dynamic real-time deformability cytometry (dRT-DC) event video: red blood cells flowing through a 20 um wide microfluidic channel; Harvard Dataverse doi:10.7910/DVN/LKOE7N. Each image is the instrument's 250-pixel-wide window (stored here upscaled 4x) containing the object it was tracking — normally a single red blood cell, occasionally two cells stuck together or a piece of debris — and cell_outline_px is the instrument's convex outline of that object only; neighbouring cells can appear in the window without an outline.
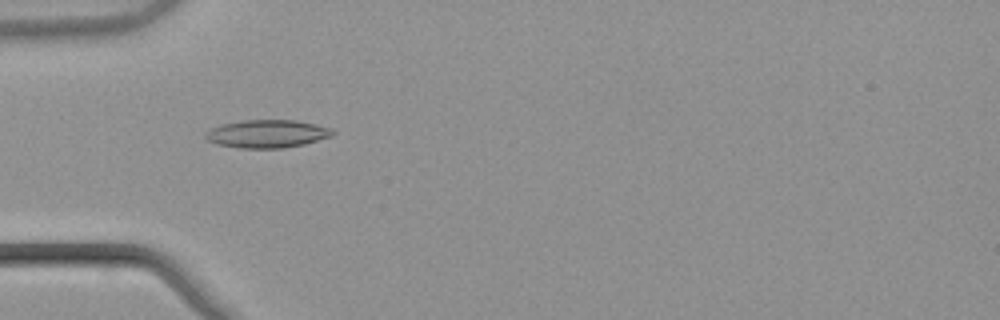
{"species": "common noctule bat (a hibernating species)", "species_latin": "Nyctalus noctula", "temperature_condition": "warm", "stored_images_in_passage": 51, "camera_frame_rate_fps": 3000, "um_per_image_px": 0.085, "animal": {"sex": "male", "body_mass_g": 21.5, "forearm_length_mm": 52.0}, "frame": {"image": 1, "passage_image": 15, "time_ms": 4.667, "image_size_px": [1000, 320], "cell_outline_px": [[336, 132], [332, 136], [304, 144], [284, 148], [240, 148], [216, 144], [208, 140], [204, 136], [204, 132], [212, 128], [224, 124], [240, 120], [296, 120], [316, 124], [332, 128]], "centroid_in_image_um": [22.72, 11.37], "position_along_channel_um": 62.3, "area_um2": 20.81}}
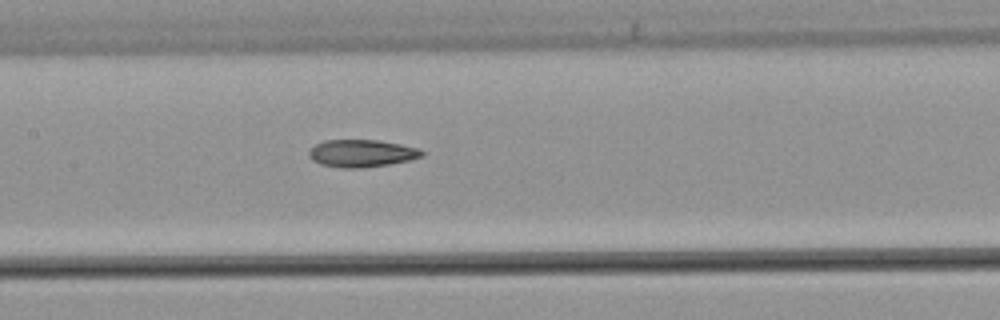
{"frame": {"image": 2, "passage_image": 24, "time_ms": 7.667, "image_size_px": [1000, 320], "cell_outline_px": [[424, 156], [408, 160], [388, 164], [364, 168], [340, 168], [320, 164], [312, 160], [308, 156], [308, 152], [316, 144], [324, 140], [376, 140], [400, 144], [416, 148], [424, 152]], "centroid_in_image_um": [30.7, 13.04], "position_along_channel_um": 176.7, "area_um2": 17.98}}
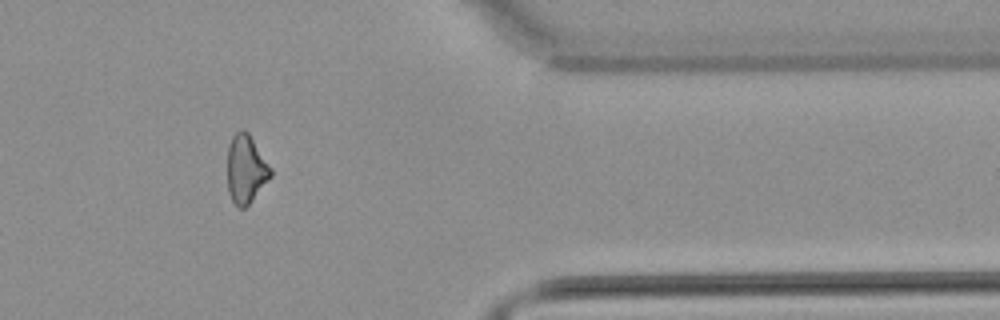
{"frame": {"image": 3, "passage_image": 42, "time_ms": 13.667, "image_size_px": [1000, 320], "cell_outline_px": [[272, 176], [252, 200], [244, 208], [240, 208], [232, 200], [228, 192], [228, 148], [232, 136], [240, 128], [244, 128], [248, 132], [272, 168]], "centroid_in_image_um": [20.91, 14.34], "position_along_channel_um": 390.5, "area_um2": 17.22}, "authors_computed_cell_mechanics": {"area_um2": 18.207, "velocity_mm_per_s": 3.8871, "shape_relaxation_time_tau1_ms": 9.1256, "shape_relaxation_time_tau2_ms": 3.5696, "deformation_change_tau1": 0.1997, "deformation_change_tau2": 0.1259}}